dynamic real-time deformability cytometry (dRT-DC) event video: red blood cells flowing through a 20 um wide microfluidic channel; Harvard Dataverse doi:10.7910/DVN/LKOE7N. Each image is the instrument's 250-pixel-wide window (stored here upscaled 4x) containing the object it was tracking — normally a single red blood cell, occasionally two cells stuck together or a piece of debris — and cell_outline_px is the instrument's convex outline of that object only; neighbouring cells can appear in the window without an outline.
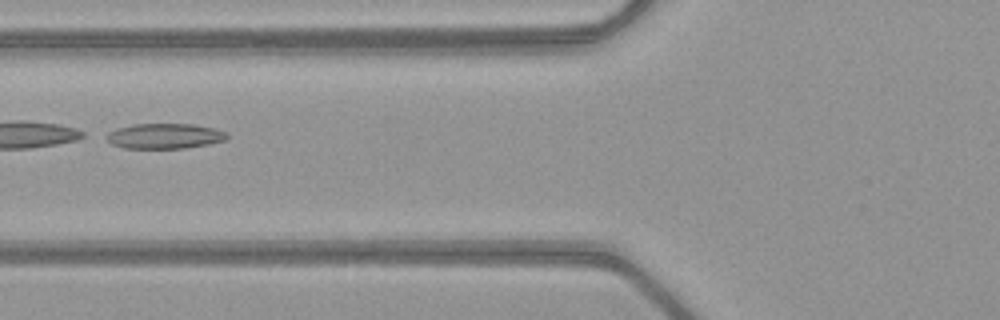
{"species": "common noctule bat (a hibernating species)", "species_latin": "Nyctalus noctula", "temperature_condition": "warm", "stored_images_in_passage": 41, "camera_frame_rate_fps": 3000, "um_per_image_px": 0.085, "animal": {"sex": "female", "body_mass_g": 21.9}, "frame": {"image": 1, "passage_image": 11, "time_ms": 3.333, "image_size_px": [1000, 320], "cell_outline_px": [[228, 136], [224, 140], [208, 144], [184, 148], [124, 148], [112, 144], [100, 136], [116, 128], [132, 124], [192, 124], [216, 128], [228, 132]], "centroid_in_image_um": [13.94, 11.55], "position_along_channel_um": 111.9, "area_um2": 17.98}}
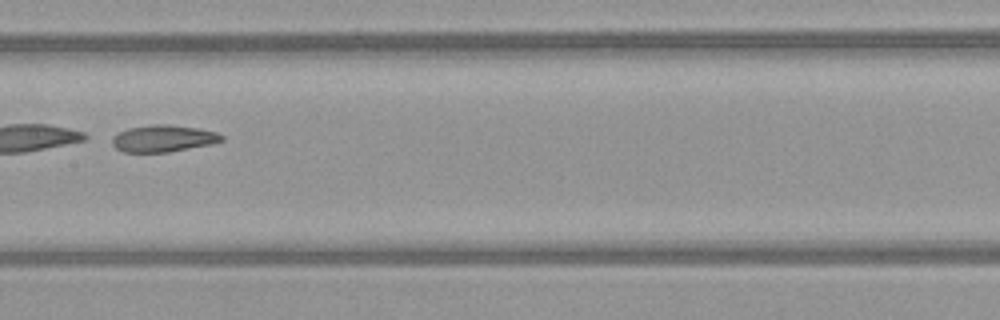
{"frame": {"image": 2, "passage_image": 17, "time_ms": 5.333, "image_size_px": [1000, 320], "cell_outline_px": [[224, 140], [212, 144], [168, 152], [124, 152], [116, 148], [112, 144], [112, 136], [128, 128], [152, 124], [164, 124], [200, 128], [216, 132], [224, 136]], "centroid_in_image_um": [13.89, 11.77], "position_along_channel_um": 193.5, "area_um2": 17.17}}
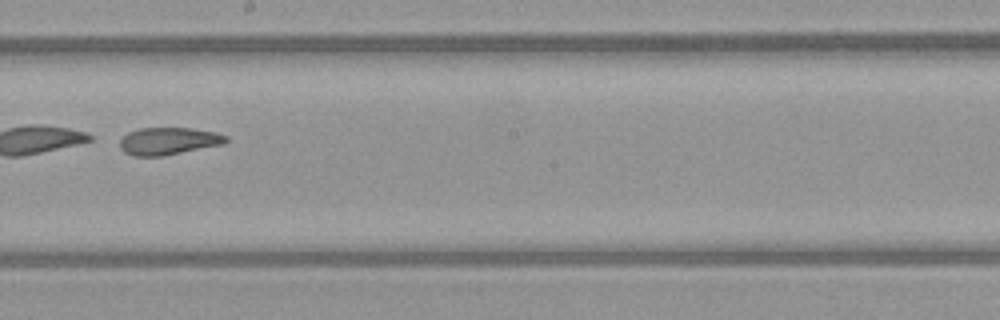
{"frame": {"image": 3, "passage_image": 20, "time_ms": 6.333, "image_size_px": [1000, 320], "cell_outline_px": [[228, 140], [224, 144], [160, 156], [132, 156], [124, 152], [120, 148], [120, 140], [128, 132], [140, 128], [192, 128], [216, 132], [228, 136]], "centroid_in_image_um": [14.32, 11.98], "position_along_channel_um": 233.9, "area_um2": 16.88}, "authors_computed_cell_mechanics": {"area_um2": 18.9006, "velocity_mm_per_s": 4.0458, "shape_relaxation_time_tau1_ms": 1.723, "shape_relaxation_time_tau2_ms": 3.788, "deformation_change_tau1": 0.2447, "deformation_change_tau2": 0.1268}}